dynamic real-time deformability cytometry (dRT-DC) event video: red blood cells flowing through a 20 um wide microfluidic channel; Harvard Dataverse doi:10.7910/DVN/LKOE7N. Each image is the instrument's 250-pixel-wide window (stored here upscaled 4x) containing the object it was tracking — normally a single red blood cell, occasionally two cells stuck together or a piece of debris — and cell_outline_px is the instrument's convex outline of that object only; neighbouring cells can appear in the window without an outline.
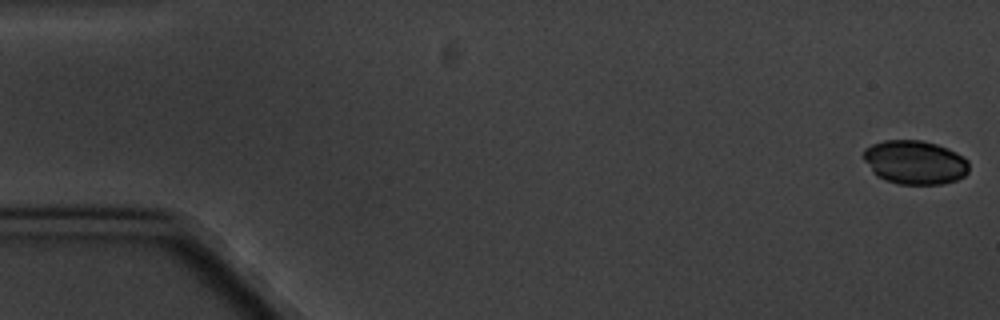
{"species": "common noctule bat (a hibernating species)", "species_latin": "Nyctalus noctula", "temperature_condition": "cold", "stored_images_in_passage": 4, "camera_frame_rate_fps": 3000, "um_per_image_px": 0.085, "animal": {"sex": "male", "body_mass_g": 20.1, "forearm_length_mm": 53.5}, "frame": {"image": 1, "passage_image": 1, "time_ms": 0.0, "image_size_px": [1000, 320], "cell_outline_px": [[968, 172], [964, 176], [956, 180], [944, 184], [896, 184], [884, 180], [876, 176], [872, 172], [864, 160], [864, 148], [872, 144], [884, 140], [920, 140], [936, 144], [948, 148], [956, 152], [968, 160]], "centroid_in_image_um": [77.75, 13.8], "position_along_channel_um": 7.2, "area_um2": 27.17}}